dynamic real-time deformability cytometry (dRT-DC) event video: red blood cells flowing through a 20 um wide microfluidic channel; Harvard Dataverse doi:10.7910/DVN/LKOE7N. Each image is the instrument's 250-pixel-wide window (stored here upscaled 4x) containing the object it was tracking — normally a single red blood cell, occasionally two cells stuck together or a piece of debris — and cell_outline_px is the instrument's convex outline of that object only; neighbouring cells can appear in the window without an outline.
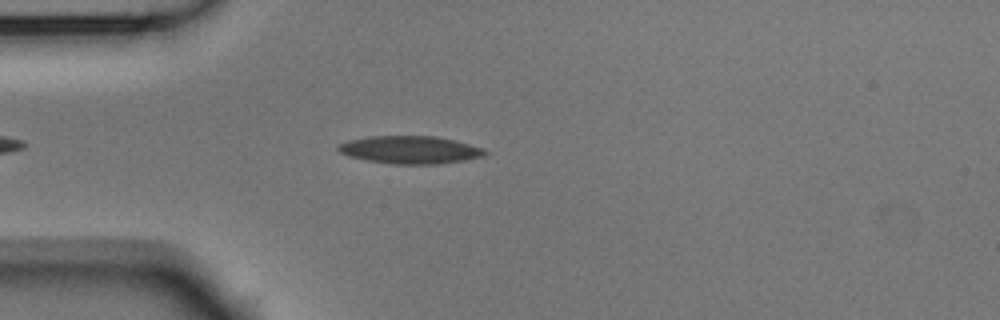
{"species": "Egyptian fruit bat (a non-hibernating species)", "species_latin": "Rousettus aegyptiacus", "temperature_condition": "room temperature", "stored_images_in_passage": 30, "camera_frame_rate_fps": 3000, "um_per_image_px": 0.085, "animal": {"sex": "male"}, "frame": {"image": 1, "passage_image": 6, "time_ms": 1.667, "image_size_px": [1000, 320], "cell_outline_px": [[488, 152], [484, 156], [464, 160], [436, 164], [392, 164], [368, 160], [348, 156], [340, 152], [336, 148], [336, 144], [348, 140], [368, 136], [436, 136], [484, 148]], "centroid_in_image_um": [34.82, 12.73], "position_along_channel_um": 50.2, "area_um2": 23.7}}
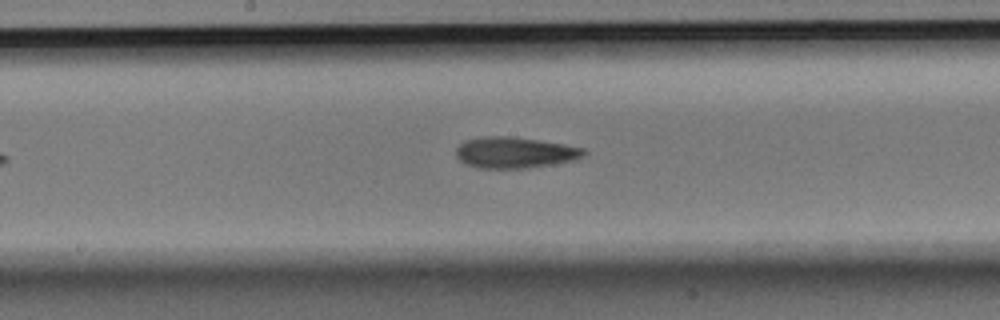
{"frame": {"image": 2, "passage_image": 19, "time_ms": 6.0, "image_size_px": [1000, 320], "cell_outline_px": [[588, 152], [584, 156], [576, 160], [552, 164], [524, 168], [476, 168], [464, 164], [456, 156], [456, 148], [464, 140], [484, 136], [508, 136], [564, 144], [584, 148]], "centroid_in_image_um": [43.75, 12.97], "position_along_channel_um": 204.5, "area_um2": 23.24}}
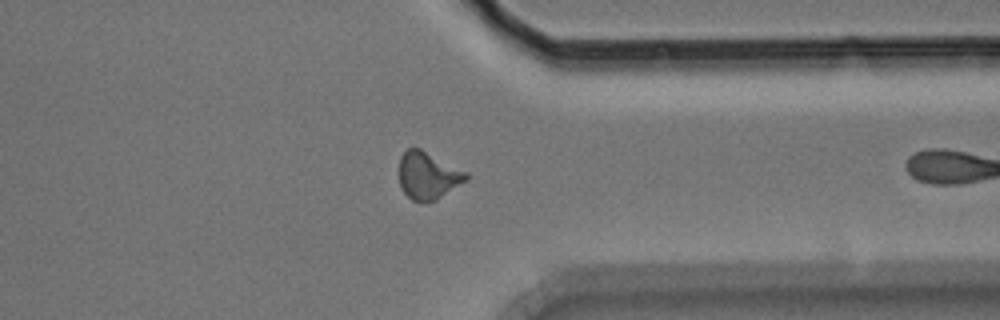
{"frame": {"image": 3, "passage_image": 29, "time_ms": 9.333, "image_size_px": [1000, 320], "cell_outline_px": [[468, 180], [436, 200], [412, 200], [404, 192], [400, 184], [400, 156], [408, 148], [420, 148], [468, 172]], "centroid_in_image_um": [36.41, 14.9], "position_along_channel_um": 375.0, "area_um2": 18.26}}